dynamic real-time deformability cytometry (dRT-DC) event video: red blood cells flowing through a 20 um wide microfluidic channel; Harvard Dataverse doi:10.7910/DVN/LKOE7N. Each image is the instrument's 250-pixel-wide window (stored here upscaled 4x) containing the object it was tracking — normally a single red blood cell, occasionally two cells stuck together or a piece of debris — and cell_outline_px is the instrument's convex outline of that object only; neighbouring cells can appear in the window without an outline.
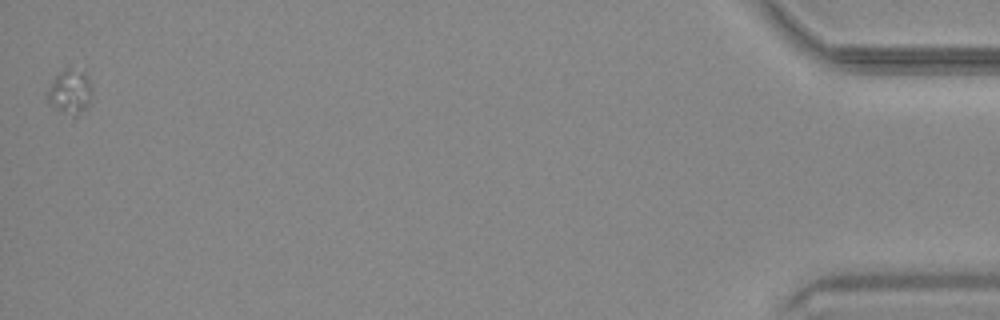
{"species": "common noctule bat (a hibernating species)", "species_latin": "Nyctalus noctula", "temperature_condition": "warm", "stored_images_in_passage": 46, "camera_frame_rate_fps": 3000, "um_per_image_px": 0.085, "animal": {"sex": "male", "body_mass_g": 20.4}, "frame": {"image": 1, "passage_image": 46, "time_ms": 15.0, "image_size_px": [1000, 320], "cell_outline_px": [[92, 100], [76, 116], [72, 116], [60, 112], [48, 100], [48, 88], [56, 72], [68, 64], [84, 72], [88, 76], [92, 88]], "centroid_in_image_um": [5.96, 7.71], "position_along_channel_um": 429.2, "area_um2": 12.02}}